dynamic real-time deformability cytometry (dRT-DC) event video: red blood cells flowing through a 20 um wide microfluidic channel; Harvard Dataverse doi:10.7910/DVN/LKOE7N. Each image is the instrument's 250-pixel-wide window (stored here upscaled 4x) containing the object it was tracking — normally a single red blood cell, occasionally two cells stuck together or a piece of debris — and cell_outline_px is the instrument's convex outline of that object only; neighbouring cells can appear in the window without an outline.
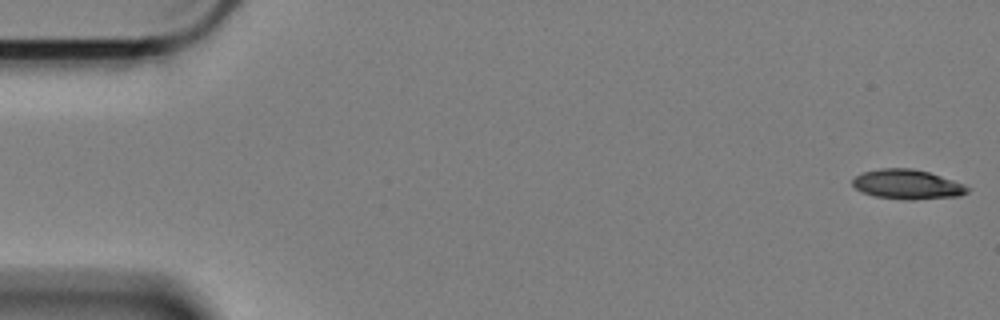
{"species": "Egyptian fruit bat (a non-hibernating species)", "species_latin": "Rousettus aegyptiacus", "temperature_condition": "cold", "stored_images_in_passage": 56, "camera_frame_rate_fps": 3000, "um_per_image_px": 0.085, "animal": {"sex": "female"}, "frame": {"image": 1, "passage_image": 1, "time_ms": 0.0, "image_size_px": [1000, 320], "cell_outline_px": [[968, 192], [960, 196], [912, 200], [908, 200], [876, 196], [860, 192], [852, 184], [852, 180], [856, 176], [864, 172], [880, 168], [912, 168], [928, 172], [952, 180], [968, 188]], "centroid_in_image_um": [77.08, 15.67], "position_along_channel_um": 7.9, "area_um2": 19.59}}
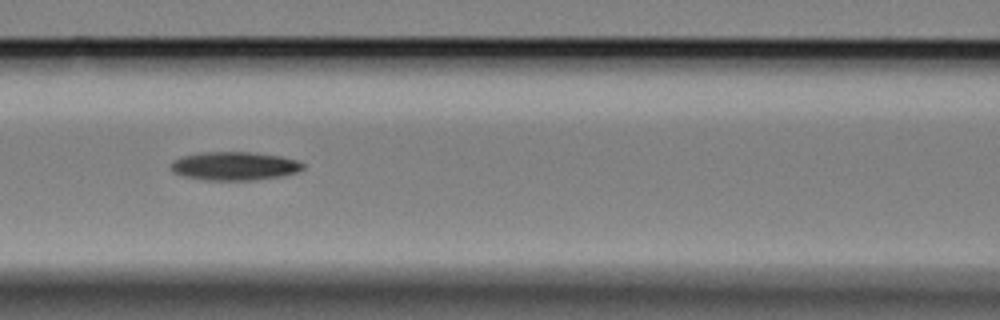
{"frame": {"image": 2, "passage_image": 25, "time_ms": 8.0, "image_size_px": [1000, 320], "cell_outline_px": [[304, 168], [296, 172], [280, 176], [256, 180], [204, 180], [184, 176], [172, 172], [168, 164], [172, 160], [180, 156], [200, 152], [248, 152], [280, 156], [296, 160], [304, 164]], "centroid_in_image_um": [19.85, 14.11], "position_along_channel_um": 146.8, "area_um2": 22.08}}
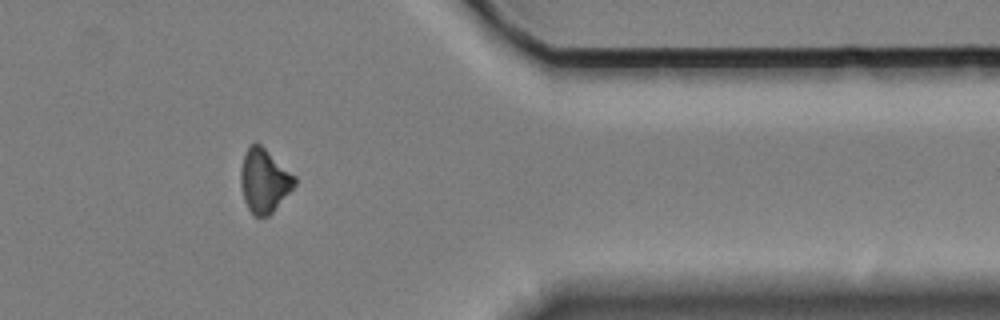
{"frame": {"image": 3, "passage_image": 48, "time_ms": 15.667, "image_size_px": [1000, 320], "cell_outline_px": [[296, 184], [272, 212], [268, 216], [252, 216], [244, 200], [240, 184], [240, 172], [244, 156], [248, 148], [252, 144], [260, 144], [296, 176]], "centroid_in_image_um": [22.45, 15.38], "position_along_channel_um": 389.0, "area_um2": 19.77}}